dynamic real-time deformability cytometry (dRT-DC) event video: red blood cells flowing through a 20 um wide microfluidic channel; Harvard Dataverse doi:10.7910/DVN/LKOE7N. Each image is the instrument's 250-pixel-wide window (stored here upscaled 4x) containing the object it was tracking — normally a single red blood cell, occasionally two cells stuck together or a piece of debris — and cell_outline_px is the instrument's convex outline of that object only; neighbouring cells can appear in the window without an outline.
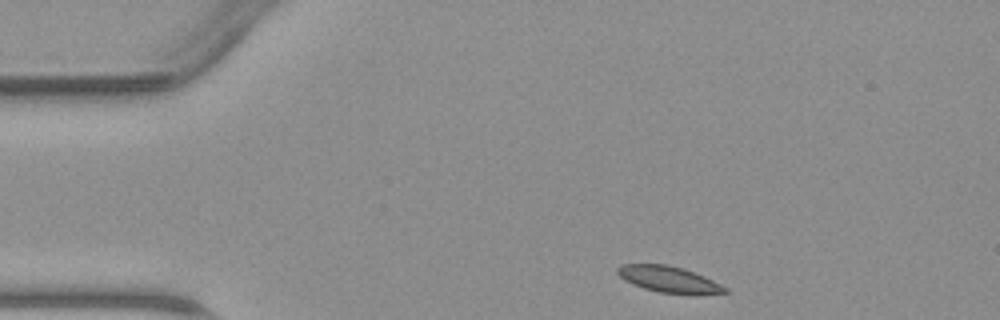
{"species": "common noctule bat (a hibernating species)", "species_latin": "Nyctalus noctula", "temperature_condition": "warm", "stored_images_in_passage": 41, "segment_of_instrument_passage": [1, 2], "camera_frame_rate_fps": 3000, "um_per_image_px": 0.085, "animal": {"sex": "male", "body_mass_g": 23.1, "forearm_length_mm": 52.7}, "frame": {"image": 1, "passage_image": 1, "time_ms": 0.0, "image_size_px": [1000, 320], "cell_outline_px": [[728, 292], [696, 296], [692, 296], [660, 292], [644, 288], [632, 284], [624, 280], [616, 272], [616, 268], [620, 264], [668, 264], [684, 268], [704, 276], [728, 288]], "centroid_in_image_um": [56.88, 23.76], "position_along_channel_um": 28.1, "area_um2": 16.88}}
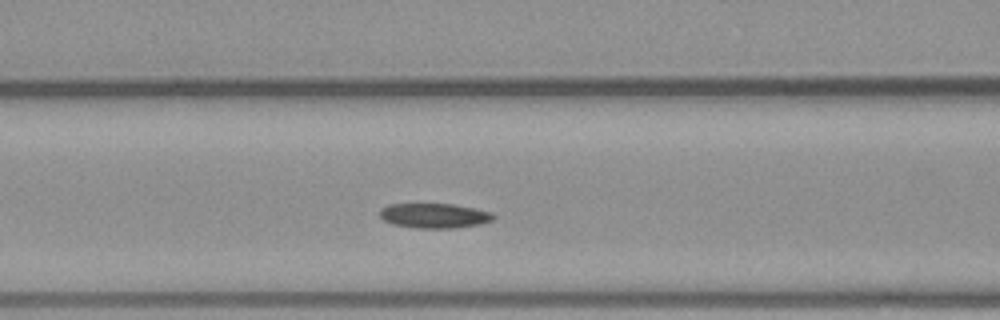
{"frame": {"image": 2, "passage_image": 12, "time_ms": 3.667, "image_size_px": [1000, 320], "cell_outline_px": [[496, 216], [492, 220], [480, 224], [456, 228], [416, 228], [392, 224], [384, 220], [380, 216], [380, 208], [388, 204], [452, 204], [476, 208], [492, 212]], "centroid_in_image_um": [36.93, 18.33], "position_along_channel_um": 129.7, "area_um2": 16.53}}
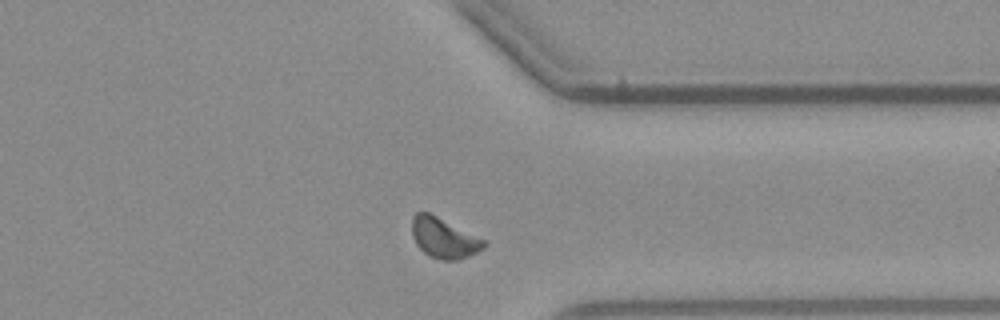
{"frame": {"image": 3, "passage_image": 29, "time_ms": 9.333, "image_size_px": [1000, 320], "cell_outline_px": [[488, 244], [484, 248], [468, 256], [456, 260], [444, 260], [432, 256], [424, 252], [416, 244], [412, 236], [412, 216], [416, 212], [428, 212], [488, 240]], "centroid_in_image_um": [37.76, 20.21], "position_along_channel_um": 373.6, "area_um2": 16.94}}